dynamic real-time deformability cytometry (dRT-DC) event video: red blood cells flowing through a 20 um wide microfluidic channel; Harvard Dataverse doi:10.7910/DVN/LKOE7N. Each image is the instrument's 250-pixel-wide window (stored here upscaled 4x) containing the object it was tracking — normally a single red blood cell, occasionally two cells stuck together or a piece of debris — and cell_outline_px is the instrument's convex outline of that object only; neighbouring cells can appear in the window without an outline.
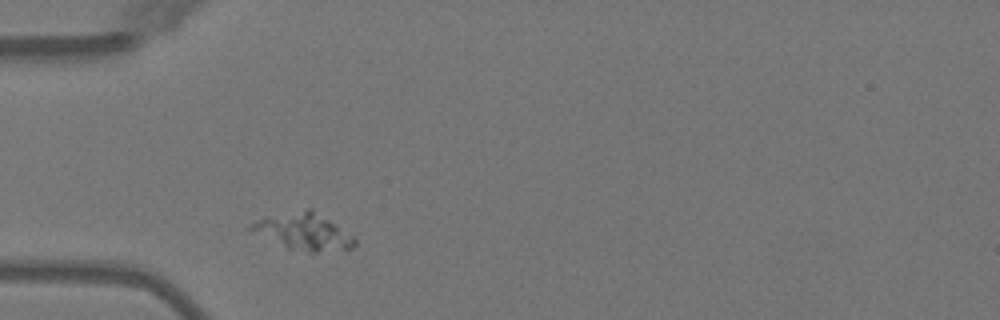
{"species": "Egyptian fruit bat (a non-hibernating species)", "species_latin": "Rousettus aegyptiacus", "temperature_condition": "warm", "stored_images_in_passage": 1, "camera_frame_rate_fps": 3000, "um_per_image_px": 0.085, "animal": {"sex": "female"}, "frame": {"image": 1, "passage_image": 1, "time_ms": 0.0, "image_size_px": [1000, 320], "cell_outline_px": [[356, 244], [348, 252], [308, 252], [288, 248], [244, 228], [248, 224], [256, 220], [308, 208], [312, 208], [336, 224], [352, 236], [356, 240]], "centroid_in_image_um": [25.85, 19.72], "position_along_channel_um": 59.1, "area_um2": 22.25}}